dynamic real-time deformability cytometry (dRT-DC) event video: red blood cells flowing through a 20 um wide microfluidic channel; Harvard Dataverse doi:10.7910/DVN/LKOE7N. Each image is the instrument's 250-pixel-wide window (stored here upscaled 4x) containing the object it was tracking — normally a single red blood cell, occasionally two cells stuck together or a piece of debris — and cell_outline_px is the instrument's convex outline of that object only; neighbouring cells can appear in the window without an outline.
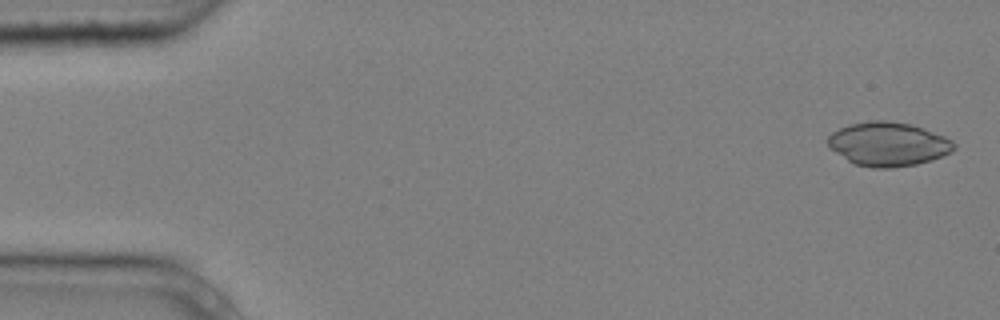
{"species": "common noctule bat (a hibernating species)", "species_latin": "Nyctalus noctula", "temperature_condition": "cold", "stored_images_in_passage": 4, "camera_frame_rate_fps": 3000, "um_per_image_px": 0.085, "animal": {"sex": "male", "body_mass_g": 20.4}, "frame": {"image": 1, "passage_image": 1, "time_ms": 0.0, "image_size_px": [1000, 320], "cell_outline_px": [[956, 148], [952, 152], [932, 160], [916, 164], [892, 168], [872, 168], [856, 164], [848, 160], [828, 148], [828, 136], [832, 132], [848, 124], [872, 120], [888, 120], [908, 124], [944, 136], [952, 140], [956, 144]], "centroid_in_image_um": [75.48, 12.25], "position_along_channel_um": 9.5, "area_um2": 32.25}}